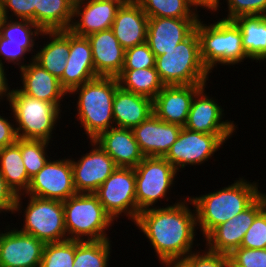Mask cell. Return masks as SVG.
Returning a JSON list of instances; mask_svg holds the SVG:
<instances>
[{
  "label": "cell",
  "mask_w": 266,
  "mask_h": 267,
  "mask_svg": "<svg viewBox=\"0 0 266 267\" xmlns=\"http://www.w3.org/2000/svg\"><path fill=\"white\" fill-rule=\"evenodd\" d=\"M182 200L165 205L166 207L143 210L134 222L137 229L140 228L139 232L153 246L159 262L165 259H183L195 252L193 246L198 229L195 207L189 196H183ZM189 204L193 206V210L189 208Z\"/></svg>",
  "instance_id": "1"
},
{
  "label": "cell",
  "mask_w": 266,
  "mask_h": 267,
  "mask_svg": "<svg viewBox=\"0 0 266 267\" xmlns=\"http://www.w3.org/2000/svg\"><path fill=\"white\" fill-rule=\"evenodd\" d=\"M259 183L244 177L214 192L190 196L196 211L197 228L206 237L216 226L227 222L248 208L263 192Z\"/></svg>",
  "instance_id": "2"
},
{
  "label": "cell",
  "mask_w": 266,
  "mask_h": 267,
  "mask_svg": "<svg viewBox=\"0 0 266 267\" xmlns=\"http://www.w3.org/2000/svg\"><path fill=\"white\" fill-rule=\"evenodd\" d=\"M119 87L117 78L98 76L69 93L68 96L78 94V101L75 99L77 102L76 117L87 139L94 140L101 133L115 126L113 100Z\"/></svg>",
  "instance_id": "3"
},
{
  "label": "cell",
  "mask_w": 266,
  "mask_h": 267,
  "mask_svg": "<svg viewBox=\"0 0 266 267\" xmlns=\"http://www.w3.org/2000/svg\"><path fill=\"white\" fill-rule=\"evenodd\" d=\"M203 22L199 18L195 30L202 62L210 73L217 65L233 66L250 59L242 46L241 31L233 20L219 18L214 23Z\"/></svg>",
  "instance_id": "4"
},
{
  "label": "cell",
  "mask_w": 266,
  "mask_h": 267,
  "mask_svg": "<svg viewBox=\"0 0 266 267\" xmlns=\"http://www.w3.org/2000/svg\"><path fill=\"white\" fill-rule=\"evenodd\" d=\"M63 206L67 240L110 239L106 230L114 225V220L94 193H76L63 201Z\"/></svg>",
  "instance_id": "5"
},
{
  "label": "cell",
  "mask_w": 266,
  "mask_h": 267,
  "mask_svg": "<svg viewBox=\"0 0 266 267\" xmlns=\"http://www.w3.org/2000/svg\"><path fill=\"white\" fill-rule=\"evenodd\" d=\"M155 68L165 86L207 84L210 72L200 55L196 30L175 48L156 57Z\"/></svg>",
  "instance_id": "6"
},
{
  "label": "cell",
  "mask_w": 266,
  "mask_h": 267,
  "mask_svg": "<svg viewBox=\"0 0 266 267\" xmlns=\"http://www.w3.org/2000/svg\"><path fill=\"white\" fill-rule=\"evenodd\" d=\"M16 88H13L8 104L16 122L18 138L53 141V131L57 122L60 123L62 109L53 103L30 97L22 93L19 87Z\"/></svg>",
  "instance_id": "7"
},
{
  "label": "cell",
  "mask_w": 266,
  "mask_h": 267,
  "mask_svg": "<svg viewBox=\"0 0 266 267\" xmlns=\"http://www.w3.org/2000/svg\"><path fill=\"white\" fill-rule=\"evenodd\" d=\"M22 196L29 201L25 209L22 207ZM17 212L24 213L22 216L25 217L23 227L18 229L20 232L32 235L44 243L67 240L63 201L21 194L17 196L13 214Z\"/></svg>",
  "instance_id": "8"
},
{
  "label": "cell",
  "mask_w": 266,
  "mask_h": 267,
  "mask_svg": "<svg viewBox=\"0 0 266 267\" xmlns=\"http://www.w3.org/2000/svg\"><path fill=\"white\" fill-rule=\"evenodd\" d=\"M137 217L139 212L158 207V201H168L178 171L164 157H144L134 168Z\"/></svg>",
  "instance_id": "9"
},
{
  "label": "cell",
  "mask_w": 266,
  "mask_h": 267,
  "mask_svg": "<svg viewBox=\"0 0 266 267\" xmlns=\"http://www.w3.org/2000/svg\"><path fill=\"white\" fill-rule=\"evenodd\" d=\"M94 194L114 221L117 222L120 216H126L132 222L136 221L134 168L117 167Z\"/></svg>",
  "instance_id": "10"
},
{
  "label": "cell",
  "mask_w": 266,
  "mask_h": 267,
  "mask_svg": "<svg viewBox=\"0 0 266 267\" xmlns=\"http://www.w3.org/2000/svg\"><path fill=\"white\" fill-rule=\"evenodd\" d=\"M231 136L194 132L182 127L164 158L181 172L187 165H200L211 159Z\"/></svg>",
  "instance_id": "11"
},
{
  "label": "cell",
  "mask_w": 266,
  "mask_h": 267,
  "mask_svg": "<svg viewBox=\"0 0 266 267\" xmlns=\"http://www.w3.org/2000/svg\"><path fill=\"white\" fill-rule=\"evenodd\" d=\"M266 207V193H262L248 208L227 222L216 226L203 240L208 251L230 255L241 246L245 233L255 217Z\"/></svg>",
  "instance_id": "12"
},
{
  "label": "cell",
  "mask_w": 266,
  "mask_h": 267,
  "mask_svg": "<svg viewBox=\"0 0 266 267\" xmlns=\"http://www.w3.org/2000/svg\"><path fill=\"white\" fill-rule=\"evenodd\" d=\"M73 169L70 157L51 160L31 178L26 195L65 201L75 195Z\"/></svg>",
  "instance_id": "13"
},
{
  "label": "cell",
  "mask_w": 266,
  "mask_h": 267,
  "mask_svg": "<svg viewBox=\"0 0 266 267\" xmlns=\"http://www.w3.org/2000/svg\"><path fill=\"white\" fill-rule=\"evenodd\" d=\"M203 85L194 95L185 128L194 132L215 135H234L237 125L223 120L224 109L214 97L208 96ZM224 116V117H223Z\"/></svg>",
  "instance_id": "14"
},
{
  "label": "cell",
  "mask_w": 266,
  "mask_h": 267,
  "mask_svg": "<svg viewBox=\"0 0 266 267\" xmlns=\"http://www.w3.org/2000/svg\"><path fill=\"white\" fill-rule=\"evenodd\" d=\"M89 143L92 146L89 153L81 155L77 161L70 158L77 193H94L117 168L98 143L94 140Z\"/></svg>",
  "instance_id": "15"
},
{
  "label": "cell",
  "mask_w": 266,
  "mask_h": 267,
  "mask_svg": "<svg viewBox=\"0 0 266 267\" xmlns=\"http://www.w3.org/2000/svg\"><path fill=\"white\" fill-rule=\"evenodd\" d=\"M5 227L7 232L0 230V267H40L45 243L18 228Z\"/></svg>",
  "instance_id": "16"
},
{
  "label": "cell",
  "mask_w": 266,
  "mask_h": 267,
  "mask_svg": "<svg viewBox=\"0 0 266 267\" xmlns=\"http://www.w3.org/2000/svg\"><path fill=\"white\" fill-rule=\"evenodd\" d=\"M69 54L62 77V88L69 94L76 87L98 77L95 72L92 48L86 36H78L69 30Z\"/></svg>",
  "instance_id": "17"
},
{
  "label": "cell",
  "mask_w": 266,
  "mask_h": 267,
  "mask_svg": "<svg viewBox=\"0 0 266 267\" xmlns=\"http://www.w3.org/2000/svg\"><path fill=\"white\" fill-rule=\"evenodd\" d=\"M120 7L105 0H78L74 4L72 23L68 30L75 35L87 37L89 34L111 29Z\"/></svg>",
  "instance_id": "18"
},
{
  "label": "cell",
  "mask_w": 266,
  "mask_h": 267,
  "mask_svg": "<svg viewBox=\"0 0 266 267\" xmlns=\"http://www.w3.org/2000/svg\"><path fill=\"white\" fill-rule=\"evenodd\" d=\"M203 85L164 86L153 99V114L163 122L184 127L192 99Z\"/></svg>",
  "instance_id": "19"
},
{
  "label": "cell",
  "mask_w": 266,
  "mask_h": 267,
  "mask_svg": "<svg viewBox=\"0 0 266 267\" xmlns=\"http://www.w3.org/2000/svg\"><path fill=\"white\" fill-rule=\"evenodd\" d=\"M181 129V126L163 122L152 114L132 130L145 157H165Z\"/></svg>",
  "instance_id": "20"
},
{
  "label": "cell",
  "mask_w": 266,
  "mask_h": 267,
  "mask_svg": "<svg viewBox=\"0 0 266 267\" xmlns=\"http://www.w3.org/2000/svg\"><path fill=\"white\" fill-rule=\"evenodd\" d=\"M198 19L153 17L148 19L146 43L155 57L175 48L194 30Z\"/></svg>",
  "instance_id": "21"
},
{
  "label": "cell",
  "mask_w": 266,
  "mask_h": 267,
  "mask_svg": "<svg viewBox=\"0 0 266 267\" xmlns=\"http://www.w3.org/2000/svg\"><path fill=\"white\" fill-rule=\"evenodd\" d=\"M29 62L19 70L22 82L19 90L30 97L53 103L59 109L62 108L60 103L68 93L62 88L59 79L37 64L34 57H31Z\"/></svg>",
  "instance_id": "22"
},
{
  "label": "cell",
  "mask_w": 266,
  "mask_h": 267,
  "mask_svg": "<svg viewBox=\"0 0 266 267\" xmlns=\"http://www.w3.org/2000/svg\"><path fill=\"white\" fill-rule=\"evenodd\" d=\"M92 57L97 76L117 78L124 65L125 49L111 29L89 34Z\"/></svg>",
  "instance_id": "23"
},
{
  "label": "cell",
  "mask_w": 266,
  "mask_h": 267,
  "mask_svg": "<svg viewBox=\"0 0 266 267\" xmlns=\"http://www.w3.org/2000/svg\"><path fill=\"white\" fill-rule=\"evenodd\" d=\"M117 167L135 168L143 159L132 129L112 127L94 139Z\"/></svg>",
  "instance_id": "24"
},
{
  "label": "cell",
  "mask_w": 266,
  "mask_h": 267,
  "mask_svg": "<svg viewBox=\"0 0 266 267\" xmlns=\"http://www.w3.org/2000/svg\"><path fill=\"white\" fill-rule=\"evenodd\" d=\"M149 17L138 2L121 6L111 26L119 44L126 50L146 43Z\"/></svg>",
  "instance_id": "25"
},
{
  "label": "cell",
  "mask_w": 266,
  "mask_h": 267,
  "mask_svg": "<svg viewBox=\"0 0 266 267\" xmlns=\"http://www.w3.org/2000/svg\"><path fill=\"white\" fill-rule=\"evenodd\" d=\"M153 114V100L119 87L113 100L115 127L133 129Z\"/></svg>",
  "instance_id": "26"
},
{
  "label": "cell",
  "mask_w": 266,
  "mask_h": 267,
  "mask_svg": "<svg viewBox=\"0 0 266 267\" xmlns=\"http://www.w3.org/2000/svg\"><path fill=\"white\" fill-rule=\"evenodd\" d=\"M45 36L47 40L49 37V41L43 47L39 46L34 61L60 79L64 73L70 49L69 30L43 31L40 37L45 38Z\"/></svg>",
  "instance_id": "27"
},
{
  "label": "cell",
  "mask_w": 266,
  "mask_h": 267,
  "mask_svg": "<svg viewBox=\"0 0 266 267\" xmlns=\"http://www.w3.org/2000/svg\"><path fill=\"white\" fill-rule=\"evenodd\" d=\"M233 21L241 31L242 46L250 60L266 62V15L240 16Z\"/></svg>",
  "instance_id": "28"
},
{
  "label": "cell",
  "mask_w": 266,
  "mask_h": 267,
  "mask_svg": "<svg viewBox=\"0 0 266 267\" xmlns=\"http://www.w3.org/2000/svg\"><path fill=\"white\" fill-rule=\"evenodd\" d=\"M73 8L71 0H37L35 24L42 31L68 30L72 23Z\"/></svg>",
  "instance_id": "29"
},
{
  "label": "cell",
  "mask_w": 266,
  "mask_h": 267,
  "mask_svg": "<svg viewBox=\"0 0 266 267\" xmlns=\"http://www.w3.org/2000/svg\"><path fill=\"white\" fill-rule=\"evenodd\" d=\"M0 173L17 196L27 192L31 179L16 143L0 149Z\"/></svg>",
  "instance_id": "30"
},
{
  "label": "cell",
  "mask_w": 266,
  "mask_h": 267,
  "mask_svg": "<svg viewBox=\"0 0 266 267\" xmlns=\"http://www.w3.org/2000/svg\"><path fill=\"white\" fill-rule=\"evenodd\" d=\"M119 86L128 92L154 99L165 86L155 67L144 69H122L117 77Z\"/></svg>",
  "instance_id": "31"
},
{
  "label": "cell",
  "mask_w": 266,
  "mask_h": 267,
  "mask_svg": "<svg viewBox=\"0 0 266 267\" xmlns=\"http://www.w3.org/2000/svg\"><path fill=\"white\" fill-rule=\"evenodd\" d=\"M149 17L199 19L198 7L191 0H138Z\"/></svg>",
  "instance_id": "32"
},
{
  "label": "cell",
  "mask_w": 266,
  "mask_h": 267,
  "mask_svg": "<svg viewBox=\"0 0 266 267\" xmlns=\"http://www.w3.org/2000/svg\"><path fill=\"white\" fill-rule=\"evenodd\" d=\"M43 31L32 21L26 19H12L2 17L0 21V35L7 42L24 43V48L35 56L34 49L36 38L39 39Z\"/></svg>",
  "instance_id": "33"
},
{
  "label": "cell",
  "mask_w": 266,
  "mask_h": 267,
  "mask_svg": "<svg viewBox=\"0 0 266 267\" xmlns=\"http://www.w3.org/2000/svg\"><path fill=\"white\" fill-rule=\"evenodd\" d=\"M111 240H75L73 267H108L111 257Z\"/></svg>",
  "instance_id": "34"
},
{
  "label": "cell",
  "mask_w": 266,
  "mask_h": 267,
  "mask_svg": "<svg viewBox=\"0 0 266 267\" xmlns=\"http://www.w3.org/2000/svg\"><path fill=\"white\" fill-rule=\"evenodd\" d=\"M49 143L50 142L43 140L17 139L16 144L20 147L23 163L30 179L35 176L49 160V156L47 155V147L50 146Z\"/></svg>",
  "instance_id": "35"
},
{
  "label": "cell",
  "mask_w": 266,
  "mask_h": 267,
  "mask_svg": "<svg viewBox=\"0 0 266 267\" xmlns=\"http://www.w3.org/2000/svg\"><path fill=\"white\" fill-rule=\"evenodd\" d=\"M75 240L45 243L40 267H73Z\"/></svg>",
  "instance_id": "36"
},
{
  "label": "cell",
  "mask_w": 266,
  "mask_h": 267,
  "mask_svg": "<svg viewBox=\"0 0 266 267\" xmlns=\"http://www.w3.org/2000/svg\"><path fill=\"white\" fill-rule=\"evenodd\" d=\"M156 57L147 43L125 50L123 69H144L155 67Z\"/></svg>",
  "instance_id": "37"
},
{
  "label": "cell",
  "mask_w": 266,
  "mask_h": 267,
  "mask_svg": "<svg viewBox=\"0 0 266 267\" xmlns=\"http://www.w3.org/2000/svg\"><path fill=\"white\" fill-rule=\"evenodd\" d=\"M240 247L249 249L266 248V207L255 217L253 224L245 233Z\"/></svg>",
  "instance_id": "38"
},
{
  "label": "cell",
  "mask_w": 266,
  "mask_h": 267,
  "mask_svg": "<svg viewBox=\"0 0 266 267\" xmlns=\"http://www.w3.org/2000/svg\"><path fill=\"white\" fill-rule=\"evenodd\" d=\"M227 16L222 19L234 20L240 16L266 15V0H225Z\"/></svg>",
  "instance_id": "39"
},
{
  "label": "cell",
  "mask_w": 266,
  "mask_h": 267,
  "mask_svg": "<svg viewBox=\"0 0 266 267\" xmlns=\"http://www.w3.org/2000/svg\"><path fill=\"white\" fill-rule=\"evenodd\" d=\"M229 258L231 267H266V248L239 247L229 255Z\"/></svg>",
  "instance_id": "40"
},
{
  "label": "cell",
  "mask_w": 266,
  "mask_h": 267,
  "mask_svg": "<svg viewBox=\"0 0 266 267\" xmlns=\"http://www.w3.org/2000/svg\"><path fill=\"white\" fill-rule=\"evenodd\" d=\"M37 0H0L2 17L26 19L35 23ZM11 12V14L9 13ZM10 16H9V15Z\"/></svg>",
  "instance_id": "41"
},
{
  "label": "cell",
  "mask_w": 266,
  "mask_h": 267,
  "mask_svg": "<svg viewBox=\"0 0 266 267\" xmlns=\"http://www.w3.org/2000/svg\"><path fill=\"white\" fill-rule=\"evenodd\" d=\"M183 260L189 267H231L229 255L213 253L206 248L201 251L195 249V252L190 253Z\"/></svg>",
  "instance_id": "42"
},
{
  "label": "cell",
  "mask_w": 266,
  "mask_h": 267,
  "mask_svg": "<svg viewBox=\"0 0 266 267\" xmlns=\"http://www.w3.org/2000/svg\"><path fill=\"white\" fill-rule=\"evenodd\" d=\"M30 54L25 48L24 43L7 42V39L0 35V63L5 62L17 65L19 69L24 68L27 63H24L25 57ZM3 60L4 63L2 62Z\"/></svg>",
  "instance_id": "43"
},
{
  "label": "cell",
  "mask_w": 266,
  "mask_h": 267,
  "mask_svg": "<svg viewBox=\"0 0 266 267\" xmlns=\"http://www.w3.org/2000/svg\"><path fill=\"white\" fill-rule=\"evenodd\" d=\"M17 195L12 191V189L7 185L3 176L0 173V213H10L13 214Z\"/></svg>",
  "instance_id": "44"
},
{
  "label": "cell",
  "mask_w": 266,
  "mask_h": 267,
  "mask_svg": "<svg viewBox=\"0 0 266 267\" xmlns=\"http://www.w3.org/2000/svg\"><path fill=\"white\" fill-rule=\"evenodd\" d=\"M7 118L0 115V149L16 143L18 139L15 121Z\"/></svg>",
  "instance_id": "45"
},
{
  "label": "cell",
  "mask_w": 266,
  "mask_h": 267,
  "mask_svg": "<svg viewBox=\"0 0 266 267\" xmlns=\"http://www.w3.org/2000/svg\"><path fill=\"white\" fill-rule=\"evenodd\" d=\"M6 70L4 67V64L0 63V102L1 100H7L8 102H10V98H11V94H12V89H10L11 85H9L8 83V79L6 76ZM9 85V86H8ZM5 98V99H3Z\"/></svg>",
  "instance_id": "46"
},
{
  "label": "cell",
  "mask_w": 266,
  "mask_h": 267,
  "mask_svg": "<svg viewBox=\"0 0 266 267\" xmlns=\"http://www.w3.org/2000/svg\"><path fill=\"white\" fill-rule=\"evenodd\" d=\"M197 7L204 8L210 12H217L221 8L220 0H191Z\"/></svg>",
  "instance_id": "47"
},
{
  "label": "cell",
  "mask_w": 266,
  "mask_h": 267,
  "mask_svg": "<svg viewBox=\"0 0 266 267\" xmlns=\"http://www.w3.org/2000/svg\"><path fill=\"white\" fill-rule=\"evenodd\" d=\"M160 264H165L166 267H189L183 259H165Z\"/></svg>",
  "instance_id": "48"
},
{
  "label": "cell",
  "mask_w": 266,
  "mask_h": 267,
  "mask_svg": "<svg viewBox=\"0 0 266 267\" xmlns=\"http://www.w3.org/2000/svg\"><path fill=\"white\" fill-rule=\"evenodd\" d=\"M118 4L119 6H127L137 2L138 0H105Z\"/></svg>",
  "instance_id": "49"
},
{
  "label": "cell",
  "mask_w": 266,
  "mask_h": 267,
  "mask_svg": "<svg viewBox=\"0 0 266 267\" xmlns=\"http://www.w3.org/2000/svg\"><path fill=\"white\" fill-rule=\"evenodd\" d=\"M2 19V14H1V3H0V21Z\"/></svg>",
  "instance_id": "50"
},
{
  "label": "cell",
  "mask_w": 266,
  "mask_h": 267,
  "mask_svg": "<svg viewBox=\"0 0 266 267\" xmlns=\"http://www.w3.org/2000/svg\"><path fill=\"white\" fill-rule=\"evenodd\" d=\"M74 4L78 1V0H71Z\"/></svg>",
  "instance_id": "51"
}]
</instances>
